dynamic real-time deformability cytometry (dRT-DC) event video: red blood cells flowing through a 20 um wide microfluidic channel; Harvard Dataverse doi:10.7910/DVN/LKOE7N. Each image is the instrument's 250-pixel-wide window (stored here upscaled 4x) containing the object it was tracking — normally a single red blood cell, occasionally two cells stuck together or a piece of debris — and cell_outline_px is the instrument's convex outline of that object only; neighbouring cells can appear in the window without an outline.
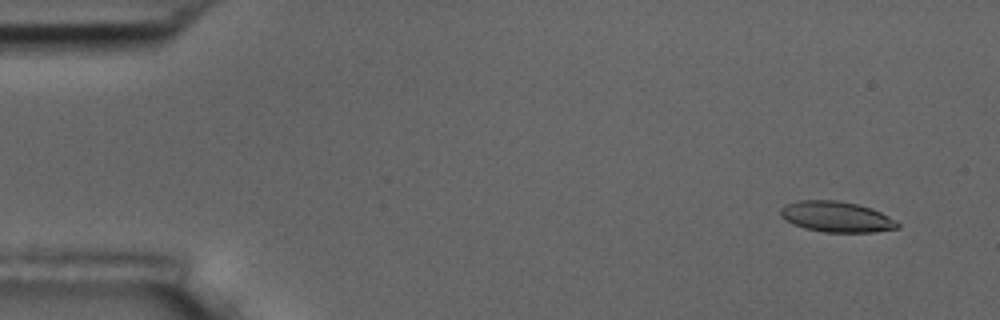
{"species": "common noctule bat (a hibernating species)", "species_latin": "Nyctalus noctula", "temperature_condition": "room temperature", "stored_images_in_passage": 8, "camera_frame_rate_fps": 3000, "um_per_image_px": 0.085, "animal": {"sex": "male", "body_mass_g": 17.5, "forearm_length_mm": 52.3}, "frame": {"image": 1, "passage_image": 1, "time_ms": 0.0, "image_size_px": [1000, 320], "cell_outline_px": [[900, 228], [872, 232], [824, 232], [804, 228], [792, 224], [780, 216], [780, 208], [784, 204], [800, 200], [836, 200], [856, 204], [872, 208], [896, 220], [900, 224]], "centroid_in_image_um": [71.08, 18.42], "position_along_channel_um": 13.9, "area_um2": 21.04}}
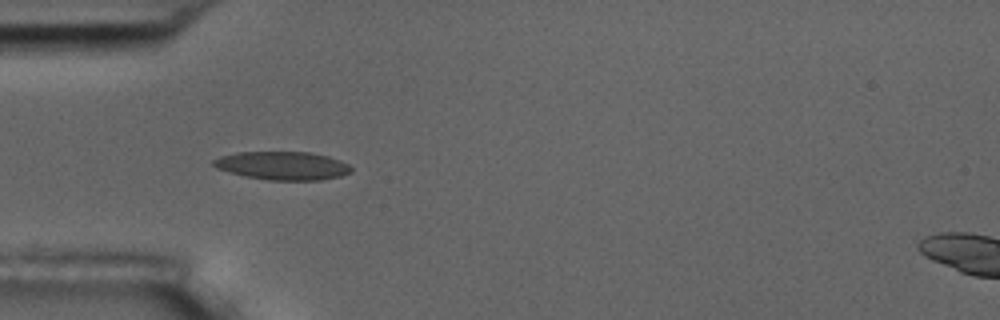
{"frame": {"image": 2, "passage_image": 5, "time_ms": 4.333, "image_size_px": [1000, 320], "cell_outline_px": [[352, 172], [340, 176], [320, 180], [268, 180], [244, 176], [228, 172], [216, 168], [212, 164], [212, 160], [220, 156], [236, 152], [308, 152], [328, 156], [340, 160], [348, 164], [352, 168]], "centroid_in_image_um": [24.0, 14.08], "position_along_channel_um": 61.0, "area_um2": 22.83}}
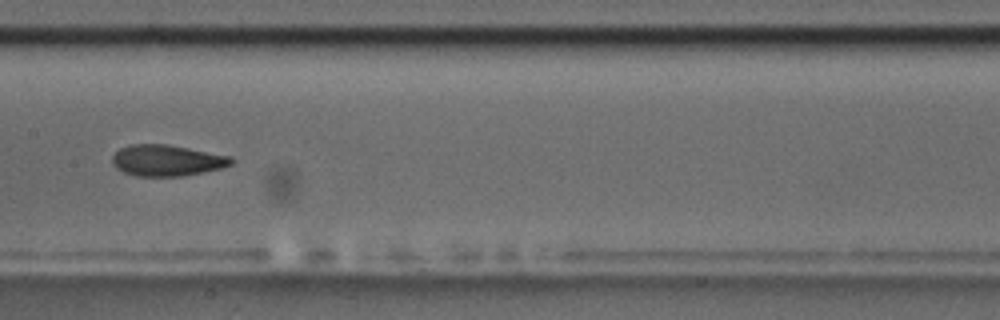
{"frame": {"image": 3, "passage_image": 8, "time_ms": 8.0, "image_size_px": [1000, 320], "cell_outline_px": [[236, 160], [232, 164], [220, 168], [204, 172], [180, 176], [136, 176], [124, 172], [116, 168], [112, 164], [112, 156], [120, 148], [132, 144], [168, 144], [232, 156]], "centroid_in_image_um": [14.2, 13.63], "position_along_channel_um": 193.2, "area_um2": 21.73}}